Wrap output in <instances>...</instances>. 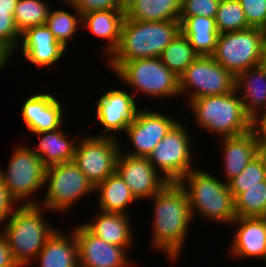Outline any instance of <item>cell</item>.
<instances>
[{
	"label": "cell",
	"mask_w": 266,
	"mask_h": 267,
	"mask_svg": "<svg viewBox=\"0 0 266 267\" xmlns=\"http://www.w3.org/2000/svg\"><path fill=\"white\" fill-rule=\"evenodd\" d=\"M150 200L155 210L151 245L176 262L192 222L188 196L179 182H168Z\"/></svg>",
	"instance_id": "1"
},
{
	"label": "cell",
	"mask_w": 266,
	"mask_h": 267,
	"mask_svg": "<svg viewBox=\"0 0 266 267\" xmlns=\"http://www.w3.org/2000/svg\"><path fill=\"white\" fill-rule=\"evenodd\" d=\"M180 32L179 20L138 21L125 16L118 47L107 60L109 69L115 72L124 62L160 57Z\"/></svg>",
	"instance_id": "2"
},
{
	"label": "cell",
	"mask_w": 266,
	"mask_h": 267,
	"mask_svg": "<svg viewBox=\"0 0 266 267\" xmlns=\"http://www.w3.org/2000/svg\"><path fill=\"white\" fill-rule=\"evenodd\" d=\"M45 210L40 204H21L8 218L4 230L1 231L18 267H26L35 260L48 238L57 229L45 220Z\"/></svg>",
	"instance_id": "3"
},
{
	"label": "cell",
	"mask_w": 266,
	"mask_h": 267,
	"mask_svg": "<svg viewBox=\"0 0 266 267\" xmlns=\"http://www.w3.org/2000/svg\"><path fill=\"white\" fill-rule=\"evenodd\" d=\"M179 184L188 196L192 219L196 212L209 221L224 225H230L236 218L234 198L224 180L195 168Z\"/></svg>",
	"instance_id": "4"
},
{
	"label": "cell",
	"mask_w": 266,
	"mask_h": 267,
	"mask_svg": "<svg viewBox=\"0 0 266 267\" xmlns=\"http://www.w3.org/2000/svg\"><path fill=\"white\" fill-rule=\"evenodd\" d=\"M235 89L227 94L190 100L192 114L200 128L218 137H233L250 131V117ZM239 97V98H238Z\"/></svg>",
	"instance_id": "5"
},
{
	"label": "cell",
	"mask_w": 266,
	"mask_h": 267,
	"mask_svg": "<svg viewBox=\"0 0 266 267\" xmlns=\"http://www.w3.org/2000/svg\"><path fill=\"white\" fill-rule=\"evenodd\" d=\"M117 78L150 97L168 98L180 95L179 78L160 57L136 59L124 62L115 72Z\"/></svg>",
	"instance_id": "6"
},
{
	"label": "cell",
	"mask_w": 266,
	"mask_h": 267,
	"mask_svg": "<svg viewBox=\"0 0 266 267\" xmlns=\"http://www.w3.org/2000/svg\"><path fill=\"white\" fill-rule=\"evenodd\" d=\"M44 185L47 193L40 204L48 212L68 211L77 200L95 193V187L74 161L46 167Z\"/></svg>",
	"instance_id": "7"
},
{
	"label": "cell",
	"mask_w": 266,
	"mask_h": 267,
	"mask_svg": "<svg viewBox=\"0 0 266 267\" xmlns=\"http://www.w3.org/2000/svg\"><path fill=\"white\" fill-rule=\"evenodd\" d=\"M265 34L266 30L256 27L219 34L211 57L236 77L261 64Z\"/></svg>",
	"instance_id": "8"
},
{
	"label": "cell",
	"mask_w": 266,
	"mask_h": 267,
	"mask_svg": "<svg viewBox=\"0 0 266 267\" xmlns=\"http://www.w3.org/2000/svg\"><path fill=\"white\" fill-rule=\"evenodd\" d=\"M14 149L6 171L0 169V178L19 204H39L31 196L45 186L46 167L31 147L20 145Z\"/></svg>",
	"instance_id": "9"
},
{
	"label": "cell",
	"mask_w": 266,
	"mask_h": 267,
	"mask_svg": "<svg viewBox=\"0 0 266 267\" xmlns=\"http://www.w3.org/2000/svg\"><path fill=\"white\" fill-rule=\"evenodd\" d=\"M178 78L180 96L188 95L189 101L235 89V77L211 56L199 55Z\"/></svg>",
	"instance_id": "10"
},
{
	"label": "cell",
	"mask_w": 266,
	"mask_h": 267,
	"mask_svg": "<svg viewBox=\"0 0 266 267\" xmlns=\"http://www.w3.org/2000/svg\"><path fill=\"white\" fill-rule=\"evenodd\" d=\"M190 143L187 128L178 121L147 158L169 182H179L194 170Z\"/></svg>",
	"instance_id": "11"
},
{
	"label": "cell",
	"mask_w": 266,
	"mask_h": 267,
	"mask_svg": "<svg viewBox=\"0 0 266 267\" xmlns=\"http://www.w3.org/2000/svg\"><path fill=\"white\" fill-rule=\"evenodd\" d=\"M117 137L83 136L76 144L73 161L94 187L116 172L121 152Z\"/></svg>",
	"instance_id": "12"
},
{
	"label": "cell",
	"mask_w": 266,
	"mask_h": 267,
	"mask_svg": "<svg viewBox=\"0 0 266 267\" xmlns=\"http://www.w3.org/2000/svg\"><path fill=\"white\" fill-rule=\"evenodd\" d=\"M173 117L147 109H139L135 119L125 129L134 148L127 154L134 157H148L155 146L177 123Z\"/></svg>",
	"instance_id": "13"
},
{
	"label": "cell",
	"mask_w": 266,
	"mask_h": 267,
	"mask_svg": "<svg viewBox=\"0 0 266 267\" xmlns=\"http://www.w3.org/2000/svg\"><path fill=\"white\" fill-rule=\"evenodd\" d=\"M78 246L79 267H134L127 256L129 247L106 243L82 224L73 229ZM132 263V264H131Z\"/></svg>",
	"instance_id": "14"
},
{
	"label": "cell",
	"mask_w": 266,
	"mask_h": 267,
	"mask_svg": "<svg viewBox=\"0 0 266 267\" xmlns=\"http://www.w3.org/2000/svg\"><path fill=\"white\" fill-rule=\"evenodd\" d=\"M122 152L121 150L117 159L116 172L128 185L137 201L151 199L169 182L160 175L147 157H134Z\"/></svg>",
	"instance_id": "15"
},
{
	"label": "cell",
	"mask_w": 266,
	"mask_h": 267,
	"mask_svg": "<svg viewBox=\"0 0 266 267\" xmlns=\"http://www.w3.org/2000/svg\"><path fill=\"white\" fill-rule=\"evenodd\" d=\"M135 93L110 89L97 100L96 117L104 132L96 136L115 137V132L125 131L138 112ZM114 132L111 134V132ZM110 132V133H109Z\"/></svg>",
	"instance_id": "16"
},
{
	"label": "cell",
	"mask_w": 266,
	"mask_h": 267,
	"mask_svg": "<svg viewBox=\"0 0 266 267\" xmlns=\"http://www.w3.org/2000/svg\"><path fill=\"white\" fill-rule=\"evenodd\" d=\"M21 49L25 60L32 65L51 68L64 57L66 50L53 36L49 28L44 24L26 29L21 33V39L17 47Z\"/></svg>",
	"instance_id": "17"
},
{
	"label": "cell",
	"mask_w": 266,
	"mask_h": 267,
	"mask_svg": "<svg viewBox=\"0 0 266 267\" xmlns=\"http://www.w3.org/2000/svg\"><path fill=\"white\" fill-rule=\"evenodd\" d=\"M230 225L238 226L230 253L238 258H259L266 264V217H236Z\"/></svg>",
	"instance_id": "18"
},
{
	"label": "cell",
	"mask_w": 266,
	"mask_h": 267,
	"mask_svg": "<svg viewBox=\"0 0 266 267\" xmlns=\"http://www.w3.org/2000/svg\"><path fill=\"white\" fill-rule=\"evenodd\" d=\"M62 108L56 96L37 93L25 100L21 115L31 133H40L61 128L64 120Z\"/></svg>",
	"instance_id": "19"
},
{
	"label": "cell",
	"mask_w": 266,
	"mask_h": 267,
	"mask_svg": "<svg viewBox=\"0 0 266 267\" xmlns=\"http://www.w3.org/2000/svg\"><path fill=\"white\" fill-rule=\"evenodd\" d=\"M221 143L224 148L225 183L239 175L250 160L265 148L250 131L238 136L224 137Z\"/></svg>",
	"instance_id": "20"
},
{
	"label": "cell",
	"mask_w": 266,
	"mask_h": 267,
	"mask_svg": "<svg viewBox=\"0 0 266 267\" xmlns=\"http://www.w3.org/2000/svg\"><path fill=\"white\" fill-rule=\"evenodd\" d=\"M129 217L125 214L100 211L92 223L88 222L82 225L91 234L103 239L106 243L130 247L134 235Z\"/></svg>",
	"instance_id": "21"
},
{
	"label": "cell",
	"mask_w": 266,
	"mask_h": 267,
	"mask_svg": "<svg viewBox=\"0 0 266 267\" xmlns=\"http://www.w3.org/2000/svg\"><path fill=\"white\" fill-rule=\"evenodd\" d=\"M56 229L36 256L40 267H79L78 246L74 232ZM69 236V237H68Z\"/></svg>",
	"instance_id": "22"
},
{
	"label": "cell",
	"mask_w": 266,
	"mask_h": 267,
	"mask_svg": "<svg viewBox=\"0 0 266 267\" xmlns=\"http://www.w3.org/2000/svg\"><path fill=\"white\" fill-rule=\"evenodd\" d=\"M125 14L119 10L93 11L82 16V28L106 40V59L118 47ZM84 25V26H83Z\"/></svg>",
	"instance_id": "23"
},
{
	"label": "cell",
	"mask_w": 266,
	"mask_h": 267,
	"mask_svg": "<svg viewBox=\"0 0 266 267\" xmlns=\"http://www.w3.org/2000/svg\"><path fill=\"white\" fill-rule=\"evenodd\" d=\"M235 90L242 92L245 113L252 117L266 107V68L261 64L251 67L235 77ZM242 90V91H240Z\"/></svg>",
	"instance_id": "24"
},
{
	"label": "cell",
	"mask_w": 266,
	"mask_h": 267,
	"mask_svg": "<svg viewBox=\"0 0 266 267\" xmlns=\"http://www.w3.org/2000/svg\"><path fill=\"white\" fill-rule=\"evenodd\" d=\"M39 136L40 143L37 148H31L42 160L45 167L73 161L76 148V138L71 140L62 127L59 129L33 133ZM36 149V150H35Z\"/></svg>",
	"instance_id": "25"
},
{
	"label": "cell",
	"mask_w": 266,
	"mask_h": 267,
	"mask_svg": "<svg viewBox=\"0 0 266 267\" xmlns=\"http://www.w3.org/2000/svg\"><path fill=\"white\" fill-rule=\"evenodd\" d=\"M180 31L198 55L211 56L217 45L219 32L215 18L204 16L179 17Z\"/></svg>",
	"instance_id": "26"
},
{
	"label": "cell",
	"mask_w": 266,
	"mask_h": 267,
	"mask_svg": "<svg viewBox=\"0 0 266 267\" xmlns=\"http://www.w3.org/2000/svg\"><path fill=\"white\" fill-rule=\"evenodd\" d=\"M99 192L98 207L103 212H112L128 215L126 209L129 204L137 201L128 185L117 172L108 176L103 182L95 187Z\"/></svg>",
	"instance_id": "27"
},
{
	"label": "cell",
	"mask_w": 266,
	"mask_h": 267,
	"mask_svg": "<svg viewBox=\"0 0 266 267\" xmlns=\"http://www.w3.org/2000/svg\"><path fill=\"white\" fill-rule=\"evenodd\" d=\"M181 0H137L125 15L130 20H179Z\"/></svg>",
	"instance_id": "28"
},
{
	"label": "cell",
	"mask_w": 266,
	"mask_h": 267,
	"mask_svg": "<svg viewBox=\"0 0 266 267\" xmlns=\"http://www.w3.org/2000/svg\"><path fill=\"white\" fill-rule=\"evenodd\" d=\"M62 1H65V4L67 3L68 6L74 10V14L76 16L72 14V12L69 13V11L67 12L61 9L52 11V9L50 8L45 25L52 32L56 40L63 47L67 48V45L69 44L68 42H70L71 39L74 38V34L79 29L83 30L82 16L67 0Z\"/></svg>",
	"instance_id": "29"
},
{
	"label": "cell",
	"mask_w": 266,
	"mask_h": 267,
	"mask_svg": "<svg viewBox=\"0 0 266 267\" xmlns=\"http://www.w3.org/2000/svg\"><path fill=\"white\" fill-rule=\"evenodd\" d=\"M198 56L187 37L180 32L163 50L160 59L179 77Z\"/></svg>",
	"instance_id": "30"
},
{
	"label": "cell",
	"mask_w": 266,
	"mask_h": 267,
	"mask_svg": "<svg viewBox=\"0 0 266 267\" xmlns=\"http://www.w3.org/2000/svg\"><path fill=\"white\" fill-rule=\"evenodd\" d=\"M236 217H266V179L234 199Z\"/></svg>",
	"instance_id": "31"
},
{
	"label": "cell",
	"mask_w": 266,
	"mask_h": 267,
	"mask_svg": "<svg viewBox=\"0 0 266 267\" xmlns=\"http://www.w3.org/2000/svg\"><path fill=\"white\" fill-rule=\"evenodd\" d=\"M49 10L50 6L44 0H18L13 19L20 34L28 28L44 25Z\"/></svg>",
	"instance_id": "32"
},
{
	"label": "cell",
	"mask_w": 266,
	"mask_h": 267,
	"mask_svg": "<svg viewBox=\"0 0 266 267\" xmlns=\"http://www.w3.org/2000/svg\"><path fill=\"white\" fill-rule=\"evenodd\" d=\"M266 179V148L254 157L239 175L228 182L229 191L235 199L249 187Z\"/></svg>",
	"instance_id": "33"
},
{
	"label": "cell",
	"mask_w": 266,
	"mask_h": 267,
	"mask_svg": "<svg viewBox=\"0 0 266 267\" xmlns=\"http://www.w3.org/2000/svg\"><path fill=\"white\" fill-rule=\"evenodd\" d=\"M215 25L220 34L245 30L251 27L238 0L220 1L215 16Z\"/></svg>",
	"instance_id": "34"
},
{
	"label": "cell",
	"mask_w": 266,
	"mask_h": 267,
	"mask_svg": "<svg viewBox=\"0 0 266 267\" xmlns=\"http://www.w3.org/2000/svg\"><path fill=\"white\" fill-rule=\"evenodd\" d=\"M15 9L0 8V42L12 53L19 45L21 34L15 26L13 13Z\"/></svg>",
	"instance_id": "35"
},
{
	"label": "cell",
	"mask_w": 266,
	"mask_h": 267,
	"mask_svg": "<svg viewBox=\"0 0 266 267\" xmlns=\"http://www.w3.org/2000/svg\"><path fill=\"white\" fill-rule=\"evenodd\" d=\"M221 0H181L179 17L215 18Z\"/></svg>",
	"instance_id": "36"
},
{
	"label": "cell",
	"mask_w": 266,
	"mask_h": 267,
	"mask_svg": "<svg viewBox=\"0 0 266 267\" xmlns=\"http://www.w3.org/2000/svg\"><path fill=\"white\" fill-rule=\"evenodd\" d=\"M251 27L266 30V0H238Z\"/></svg>",
	"instance_id": "37"
},
{
	"label": "cell",
	"mask_w": 266,
	"mask_h": 267,
	"mask_svg": "<svg viewBox=\"0 0 266 267\" xmlns=\"http://www.w3.org/2000/svg\"><path fill=\"white\" fill-rule=\"evenodd\" d=\"M81 16L93 11L117 10L116 0H67Z\"/></svg>",
	"instance_id": "38"
},
{
	"label": "cell",
	"mask_w": 266,
	"mask_h": 267,
	"mask_svg": "<svg viewBox=\"0 0 266 267\" xmlns=\"http://www.w3.org/2000/svg\"><path fill=\"white\" fill-rule=\"evenodd\" d=\"M17 204L19 205L0 178V225L15 212L14 205Z\"/></svg>",
	"instance_id": "39"
},
{
	"label": "cell",
	"mask_w": 266,
	"mask_h": 267,
	"mask_svg": "<svg viewBox=\"0 0 266 267\" xmlns=\"http://www.w3.org/2000/svg\"><path fill=\"white\" fill-rule=\"evenodd\" d=\"M250 132L266 148V107L250 117Z\"/></svg>",
	"instance_id": "40"
},
{
	"label": "cell",
	"mask_w": 266,
	"mask_h": 267,
	"mask_svg": "<svg viewBox=\"0 0 266 267\" xmlns=\"http://www.w3.org/2000/svg\"><path fill=\"white\" fill-rule=\"evenodd\" d=\"M0 267H18L14 262L7 240L3 233L0 231Z\"/></svg>",
	"instance_id": "41"
},
{
	"label": "cell",
	"mask_w": 266,
	"mask_h": 267,
	"mask_svg": "<svg viewBox=\"0 0 266 267\" xmlns=\"http://www.w3.org/2000/svg\"><path fill=\"white\" fill-rule=\"evenodd\" d=\"M13 53L0 42V70L9 63Z\"/></svg>",
	"instance_id": "42"
},
{
	"label": "cell",
	"mask_w": 266,
	"mask_h": 267,
	"mask_svg": "<svg viewBox=\"0 0 266 267\" xmlns=\"http://www.w3.org/2000/svg\"><path fill=\"white\" fill-rule=\"evenodd\" d=\"M137 0H116L117 10L121 11L125 15L135 5Z\"/></svg>",
	"instance_id": "43"
},
{
	"label": "cell",
	"mask_w": 266,
	"mask_h": 267,
	"mask_svg": "<svg viewBox=\"0 0 266 267\" xmlns=\"http://www.w3.org/2000/svg\"><path fill=\"white\" fill-rule=\"evenodd\" d=\"M18 0H0L1 9H15Z\"/></svg>",
	"instance_id": "44"
},
{
	"label": "cell",
	"mask_w": 266,
	"mask_h": 267,
	"mask_svg": "<svg viewBox=\"0 0 266 267\" xmlns=\"http://www.w3.org/2000/svg\"><path fill=\"white\" fill-rule=\"evenodd\" d=\"M261 65L266 68V34L263 39L262 45V58H261Z\"/></svg>",
	"instance_id": "45"
}]
</instances>
